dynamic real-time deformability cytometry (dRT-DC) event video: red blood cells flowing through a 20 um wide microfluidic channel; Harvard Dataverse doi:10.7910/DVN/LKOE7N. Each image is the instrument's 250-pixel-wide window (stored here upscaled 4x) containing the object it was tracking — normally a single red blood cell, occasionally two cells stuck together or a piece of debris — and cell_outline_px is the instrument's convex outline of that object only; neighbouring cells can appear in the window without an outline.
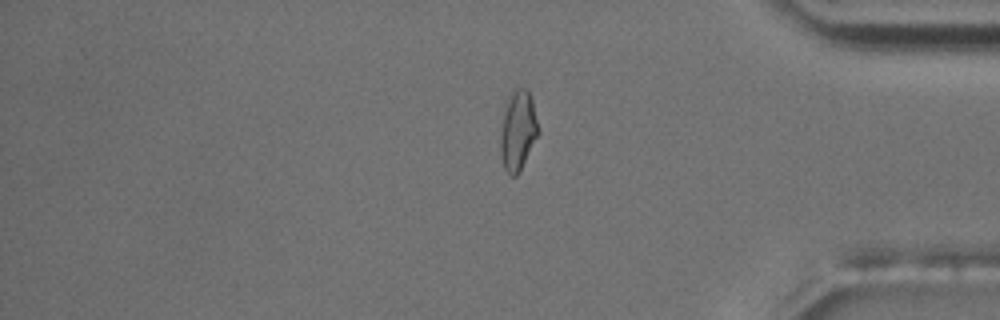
{"species": "common noctule bat (a hibernating species)", "species_latin": "Nyctalus noctula", "temperature_condition": "room temperature", "stored_images_in_passage": 55, "camera_frame_rate_fps": 3000, "um_per_image_px": 0.085, "animal": {"sex": "male", "body_mass_g": 17.5, "forearm_length_mm": 52.3}, "frame": {"image": 1, "passage_image": 47, "time_ms": 15.333, "image_size_px": [1000, 320], "cell_outline_px": [[540, 132], [516, 176], [512, 176], [504, 168], [500, 156], [500, 136], [504, 112], [508, 96], [512, 88], [516, 84], [524, 88], [528, 92], [532, 100], [540, 128]], "centroid_in_image_um": [44.02, 11.03], "position_along_channel_um": 391.2, "area_um2": 17.74}, "authors_computed_cell_mechanics": {"area_um2": 16.184, "velocity_mm_per_s": 3.6198, "shape_relaxation_time_tau1_ms": 6.5638, "shape_relaxation_time_tau2_ms": 1.2353, "deformation_change_tau1": 0.1634, "deformation_change_tau2": 0.0522}}